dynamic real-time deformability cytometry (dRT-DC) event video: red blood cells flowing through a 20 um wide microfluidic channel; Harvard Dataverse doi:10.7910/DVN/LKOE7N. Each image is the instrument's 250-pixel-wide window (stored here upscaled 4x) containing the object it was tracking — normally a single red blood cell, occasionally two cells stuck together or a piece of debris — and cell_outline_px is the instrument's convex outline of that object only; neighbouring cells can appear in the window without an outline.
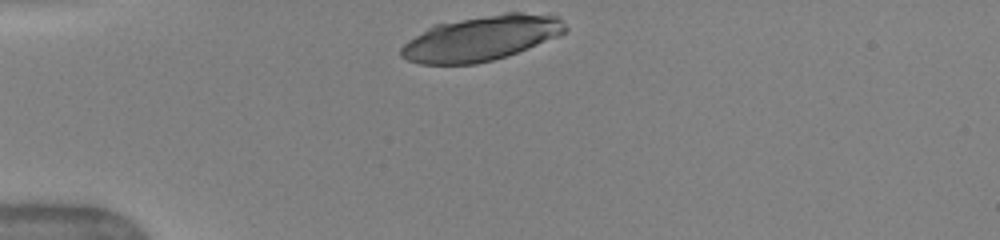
{"species": "human", "species_latin": "Homo sapiens", "temperature_condition": "warm", "stored_images_in_passage": 31, "camera_frame_rate_fps": 3000, "um_per_image_px": 0.085, "donor": {"sex": "female"}, "frame": {"image": 1, "passage_image": 1, "time_ms": 0.0, "image_size_px": [1000, 240], "cell_outline_px": [[568, 28], [560, 36], [508, 56], [476, 64], [420, 64], [408, 60], [400, 56], [400, 48], [408, 40], [432, 24], [504, 12], [520, 12], [556, 16]], "centroid_in_image_um": [40.89, 3.25], "position_along_channel_um": 44.1, "area_um2": 43.23}}